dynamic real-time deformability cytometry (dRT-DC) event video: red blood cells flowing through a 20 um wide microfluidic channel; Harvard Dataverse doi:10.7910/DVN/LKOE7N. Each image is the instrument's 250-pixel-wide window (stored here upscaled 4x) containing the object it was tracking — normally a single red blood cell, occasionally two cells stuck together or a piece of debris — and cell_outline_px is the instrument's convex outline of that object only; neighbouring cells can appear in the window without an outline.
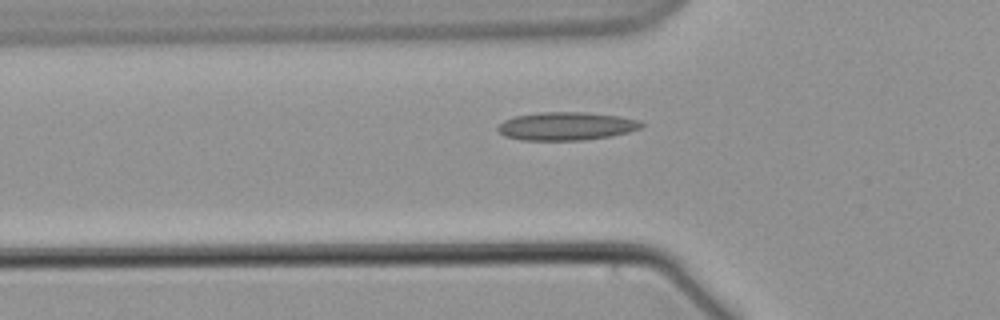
{"species": "common noctule bat (a hibernating species)", "species_latin": "Nyctalus noctula", "temperature_condition": "warm", "stored_images_in_passage": 44, "camera_frame_rate_fps": 3000, "um_per_image_px": 0.085, "animal": {"sex": "male", "body_mass_g": 21.5, "forearm_length_mm": 52.0}, "frame": {"image": 1, "passage_image": 7, "time_ms": 2.0, "image_size_px": [1000, 320], "cell_outline_px": [[644, 124], [640, 128], [628, 132], [612, 136], [580, 140], [520, 140], [504, 136], [496, 128], [504, 120], [516, 116], [540, 112], [584, 112], [620, 116], [640, 120]], "centroid_in_image_um": [48.14, 10.72], "position_along_channel_um": 77.7, "area_um2": 23.58}}
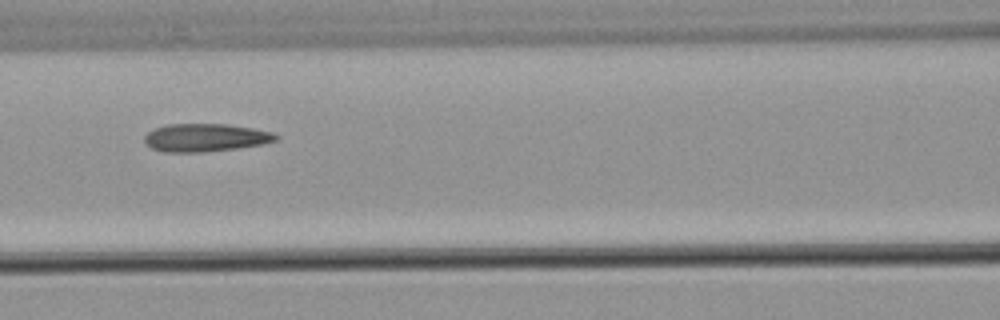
{"frame": {"image": 2, "passage_image": 13, "time_ms": 4.0, "image_size_px": [1000, 320], "cell_outline_px": [[280, 136], [276, 140], [264, 144], [236, 148], [204, 152], [164, 152], [152, 148], [144, 144], [144, 136], [148, 132], [156, 128], [168, 124], [228, 124], [252, 128], [272, 132]], "centroid_in_image_um": [17.45, 11.7], "position_along_channel_um": 149.1, "area_um2": 21.44}}
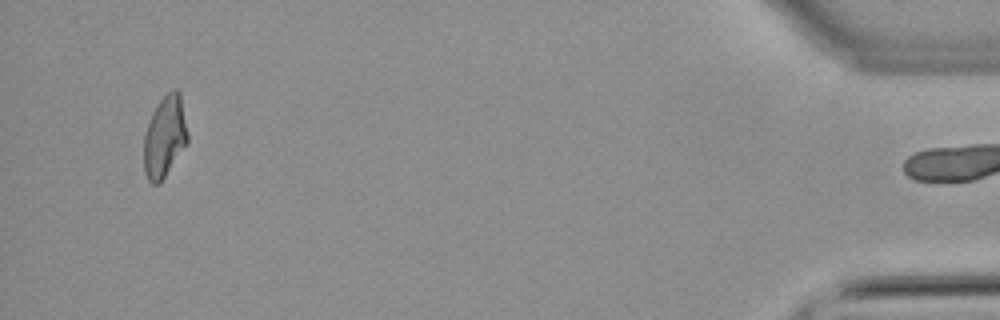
{"frame": {"image": 3, "passage_image": 43, "time_ms": 14.0, "image_size_px": [1000, 320], "cell_outline_px": [[188, 140], [160, 184], [152, 184], [148, 180], [144, 172], [144, 132], [152, 112], [160, 100], [172, 88], [176, 88], [180, 92], [188, 132]], "centroid_in_image_um": [13.99, 11.6], "position_along_channel_um": 421.2, "area_um2": 20.81}}